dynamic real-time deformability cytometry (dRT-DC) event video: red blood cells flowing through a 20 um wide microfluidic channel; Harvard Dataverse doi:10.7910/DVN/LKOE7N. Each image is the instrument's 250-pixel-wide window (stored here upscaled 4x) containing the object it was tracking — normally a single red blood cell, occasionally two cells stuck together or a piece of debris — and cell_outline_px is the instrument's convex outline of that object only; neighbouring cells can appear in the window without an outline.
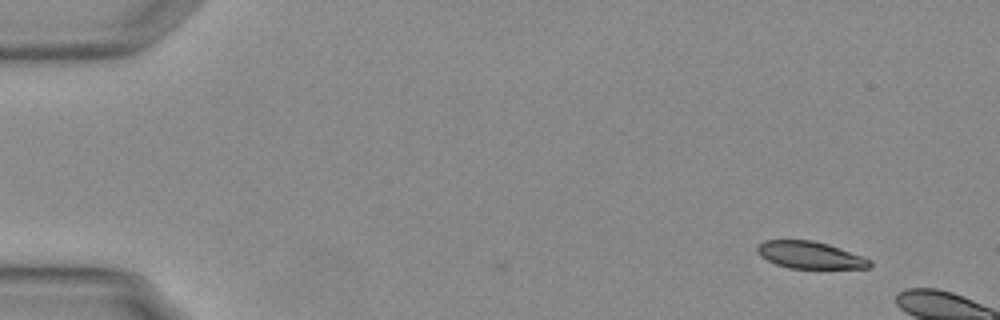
{"species": "Egyptian fruit bat (a non-hibernating species)", "species_latin": "Rousettus aegyptiacus", "temperature_condition": "warm", "stored_images_in_passage": 4, "camera_frame_rate_fps": 3000, "um_per_image_px": 0.085, "animal": {"sex": "female"}, "frame": {"image": 1, "passage_image": 1, "time_ms": 0.0, "image_size_px": [1000, 320], "cell_outline_px": [[872, 264], [868, 268], [788, 268], [776, 264], [760, 256], [756, 252], [756, 248], [764, 240], [812, 240], [828, 244], [864, 256], [872, 260]], "centroid_in_image_um": [68.86, 21.68], "position_along_channel_um": 16.1, "area_um2": 17.8}}